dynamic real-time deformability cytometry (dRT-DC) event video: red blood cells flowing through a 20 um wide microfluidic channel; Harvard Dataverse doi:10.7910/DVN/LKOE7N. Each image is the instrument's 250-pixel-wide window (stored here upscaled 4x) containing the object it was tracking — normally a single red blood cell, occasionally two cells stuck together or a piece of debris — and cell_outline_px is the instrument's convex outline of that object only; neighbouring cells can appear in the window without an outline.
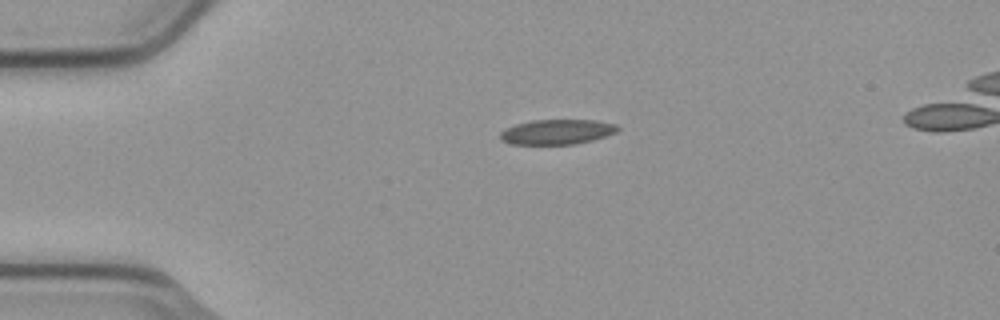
{"species": "common noctule bat (a hibernating species)", "species_latin": "Nyctalus noctula", "temperature_condition": "cold", "stored_images_in_passage": 2, "camera_frame_rate_fps": 3000, "um_per_image_px": 0.085, "animal": {"sex": "male", "body_mass_g": 23.1, "forearm_length_mm": 52.7}, "frame": {"image": 1, "passage_image": 1, "time_ms": 0.0, "image_size_px": [1000, 320], "cell_outline_px": [[620, 128], [616, 132], [592, 140], [572, 144], [512, 144], [500, 140], [500, 132], [516, 124], [532, 120], [592, 120], [616, 124]], "centroid_in_image_um": [47.33, 11.21], "position_along_channel_um": 37.7, "area_um2": 16.88}}